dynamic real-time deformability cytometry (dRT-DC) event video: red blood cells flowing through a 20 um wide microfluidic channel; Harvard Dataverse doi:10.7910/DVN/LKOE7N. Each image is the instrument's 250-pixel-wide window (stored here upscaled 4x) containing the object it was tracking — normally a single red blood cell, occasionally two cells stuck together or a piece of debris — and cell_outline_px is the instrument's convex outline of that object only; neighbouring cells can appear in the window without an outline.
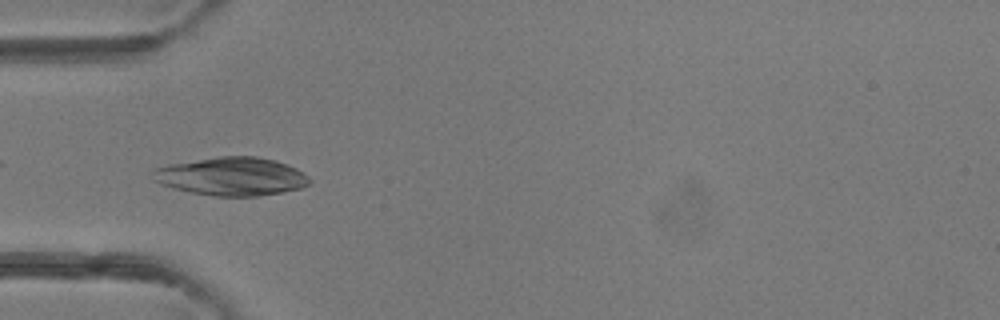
{"species": "common noctule bat (a hibernating species)", "species_latin": "Nyctalus noctula", "temperature_condition": "room temperature", "stored_images_in_passage": 49, "camera_frame_rate_fps": 3000, "um_per_image_px": 0.085, "animal": {"sex": "female"}, "frame": {"image": 1, "passage_image": 15, "time_ms": 4.667, "image_size_px": [1000, 320], "cell_outline_px": [[312, 180], [308, 184], [300, 188], [284, 192], [256, 196], [212, 196], [172, 188], [160, 184], [156, 180], [152, 168], [168, 164], [220, 156], [256, 156], [276, 160], [296, 168], [304, 172]], "centroid_in_image_um": [19.71, 14.99], "position_along_channel_um": 65.3, "area_um2": 35.03}}
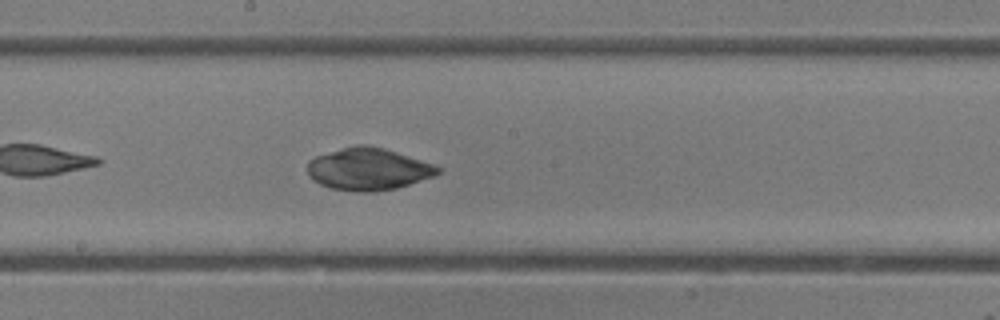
{"frame": {"image": 2, "passage_image": 26, "time_ms": 8.333, "image_size_px": [1000, 320], "cell_outline_px": [[444, 168], [436, 176], [396, 188], [372, 192], [356, 192], [332, 188], [320, 184], [312, 180], [308, 176], [308, 160], [316, 156], [356, 144], [368, 144], [384, 148], [436, 164]], "centroid_in_image_um": [31.35, 14.37], "position_along_channel_um": 216.9, "area_um2": 32.37}}
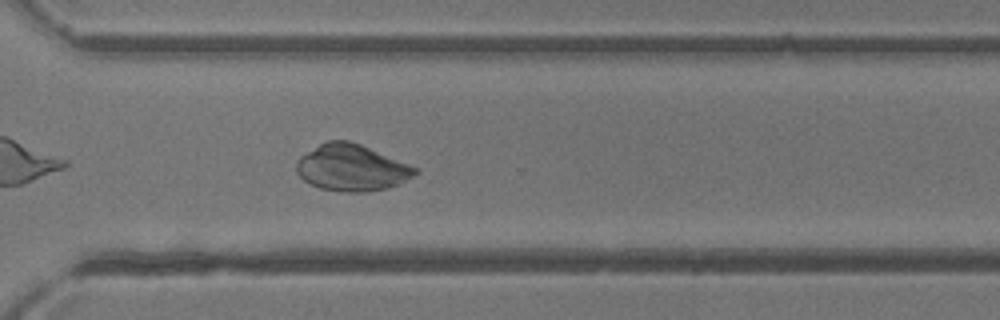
{"frame": {"image": 3, "passage_image": 35, "time_ms": 11.333, "image_size_px": [1000, 320], "cell_outline_px": [[420, 172], [416, 176], [388, 188], [368, 192], [344, 192], [320, 188], [304, 180], [296, 172], [296, 160], [300, 156], [320, 144], [328, 140], [348, 140], [360, 144], [420, 168]], "centroid_in_image_um": [29.93, 14.26], "position_along_channel_um": 340.7, "area_um2": 32.37}}